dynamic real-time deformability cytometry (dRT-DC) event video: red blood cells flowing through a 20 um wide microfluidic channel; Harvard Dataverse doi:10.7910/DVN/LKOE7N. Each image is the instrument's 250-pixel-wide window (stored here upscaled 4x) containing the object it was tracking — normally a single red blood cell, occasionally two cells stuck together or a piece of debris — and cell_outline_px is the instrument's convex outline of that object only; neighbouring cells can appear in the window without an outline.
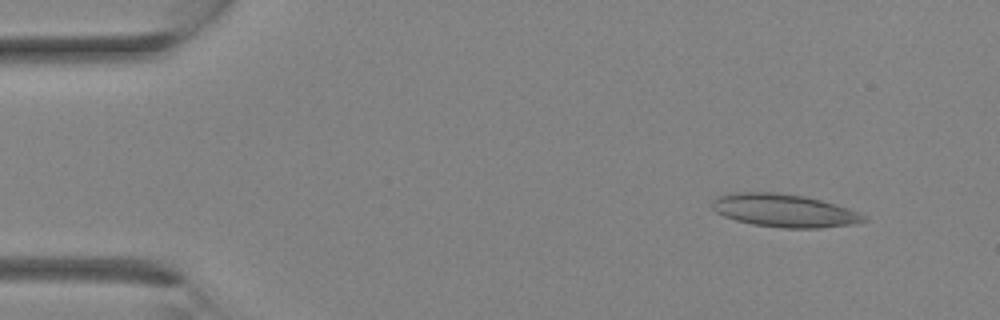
{"species": "Egyptian fruit bat (a non-hibernating species)", "species_latin": "Rousettus aegyptiacus", "temperature_condition": "room temperature", "stored_images_in_passage": 14, "camera_frame_rate_fps": 3000, "um_per_image_px": 0.085, "animal": {"sex": "female"}, "frame": {"image": 1, "passage_image": 3, "time_ms": 0.667, "image_size_px": [1000, 320], "cell_outline_px": [[868, 220], [852, 224], [820, 228], [784, 228], [752, 224], [736, 220], [724, 216], [716, 212], [712, 208], [712, 200], [716, 196], [728, 192], [776, 192], [804, 196], [820, 200], [848, 208], [868, 216]], "centroid_in_image_um": [66.63, 17.89], "position_along_channel_um": 18.4, "area_um2": 29.3}}
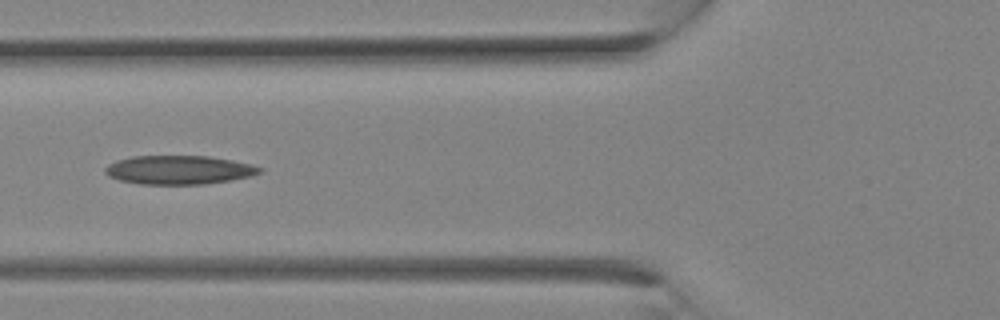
{"frame": {"image": 2, "passage_image": 11, "time_ms": 3.333, "image_size_px": [1000, 320], "cell_outline_px": [[264, 168], [260, 172], [252, 176], [232, 180], [204, 184], [140, 184], [120, 180], [108, 176], [104, 172], [104, 168], [108, 164], [116, 160], [132, 156], [208, 156], [232, 160], [252, 164]], "centroid_in_image_um": [15.21, 14.44], "position_along_channel_um": 110.6, "area_um2": 26.07}}
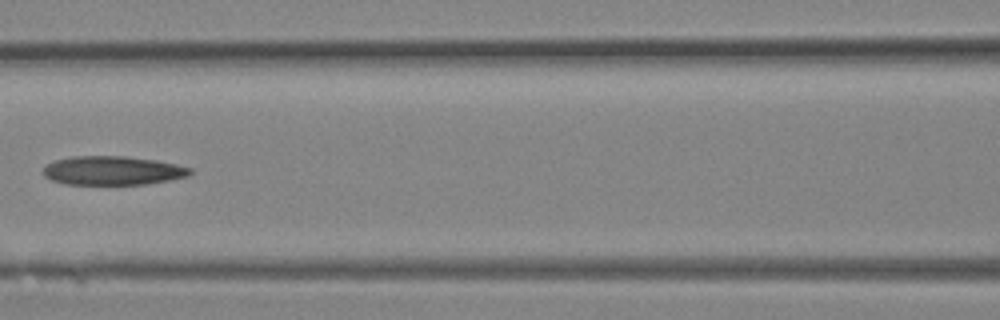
{"frame": {"image": 3, "passage_image": 13, "time_ms": 4.0, "image_size_px": [1000, 320], "cell_outline_px": [[192, 172], [188, 176], [168, 180], [144, 184], [64, 184], [52, 180], [44, 176], [44, 168], [48, 164], [56, 160], [72, 156], [128, 156], [156, 160], [176, 164], [192, 168]], "centroid_in_image_um": [9.59, 14.49], "position_along_channel_um": 157.0, "area_um2": 24.62}}